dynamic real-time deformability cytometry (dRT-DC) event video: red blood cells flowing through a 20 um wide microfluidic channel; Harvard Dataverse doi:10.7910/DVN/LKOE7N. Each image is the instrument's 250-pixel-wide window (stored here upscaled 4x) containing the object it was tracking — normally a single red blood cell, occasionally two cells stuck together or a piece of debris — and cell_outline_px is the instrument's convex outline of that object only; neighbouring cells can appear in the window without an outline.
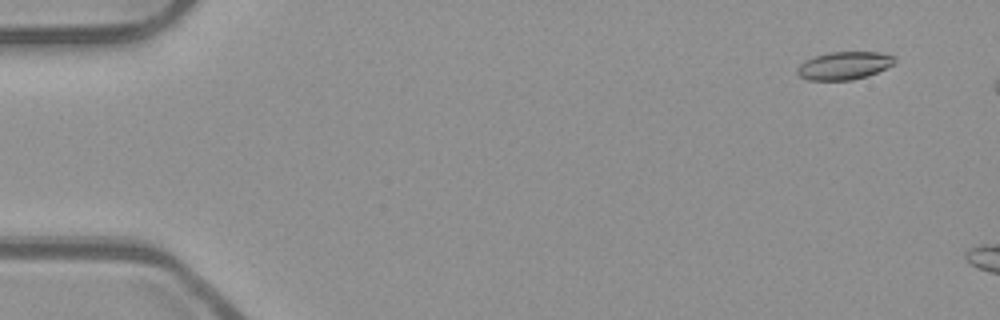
{"species": "common noctule bat (a hibernating species)", "species_latin": "Nyctalus noctula", "temperature_condition": "room temperature", "stored_images_in_passage": 10, "camera_frame_rate_fps": 3000, "um_per_image_px": 0.085, "animal": {"sex": "male", "body_mass_g": 23.1, "forearm_length_mm": 52.7}, "frame": {"image": 1, "passage_image": 4, "time_ms": 1.0, "image_size_px": [1000, 320], "cell_outline_px": [[896, 60], [892, 64], [868, 76], [852, 80], [808, 80], [800, 76], [796, 72], [796, 68], [804, 60], [828, 52], [880, 52], [896, 56]], "centroid_in_image_um": [71.73, 5.57], "position_along_channel_um": 13.3, "area_um2": 15.84}}